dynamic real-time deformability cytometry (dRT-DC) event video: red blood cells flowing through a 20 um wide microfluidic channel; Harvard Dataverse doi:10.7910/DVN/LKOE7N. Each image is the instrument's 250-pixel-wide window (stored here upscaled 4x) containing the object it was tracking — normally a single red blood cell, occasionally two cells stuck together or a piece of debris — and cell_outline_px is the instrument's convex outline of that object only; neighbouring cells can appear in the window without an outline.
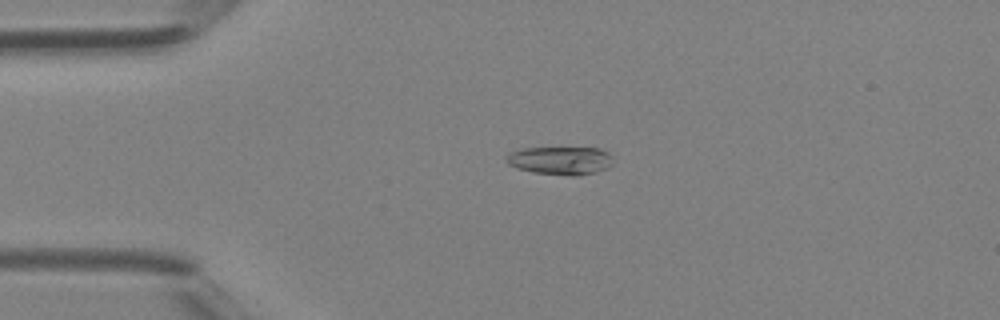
{"species": "Egyptian fruit bat (a non-hibernating species)", "species_latin": "Rousettus aegyptiacus", "temperature_condition": "room temperature", "stored_images_in_passage": 43, "camera_frame_rate_fps": 3000, "um_per_image_px": 0.085, "animal": {"sex": "female"}, "frame": {"image": 1, "passage_image": 10, "time_ms": 3.0, "image_size_px": [1000, 320], "cell_outline_px": [[612, 164], [608, 168], [596, 172], [580, 176], [572, 176], [532, 172], [516, 168], [508, 164], [508, 152], [520, 148], [600, 148], [608, 152], [612, 156]], "centroid_in_image_um": [47.66, 13.65], "position_along_channel_um": 37.3, "area_um2": 17.69}}
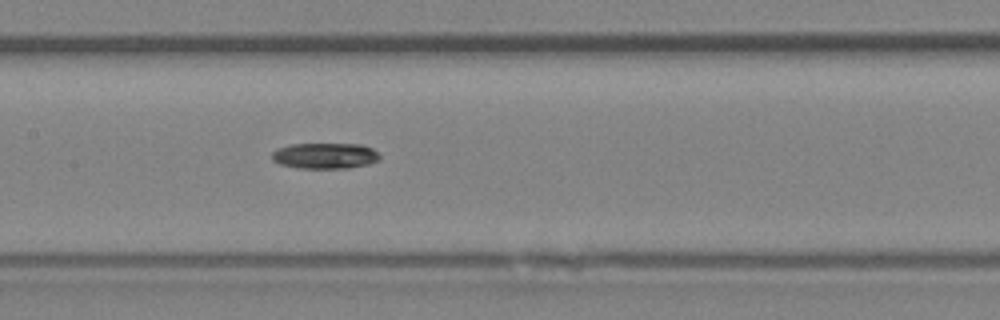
{"frame": {"image": 2, "passage_image": 21, "time_ms": 6.667, "image_size_px": [1000, 320], "cell_outline_px": [[380, 160], [368, 164], [348, 168], [296, 168], [280, 164], [272, 160], [272, 152], [276, 148], [292, 144], [360, 144], [372, 148], [380, 156]], "centroid_in_image_um": [27.61, 13.24], "position_along_channel_um": 179.8, "area_um2": 16.3}}
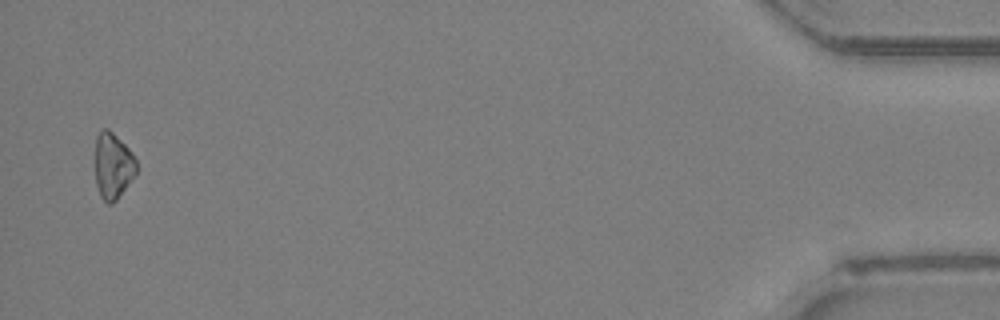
{"frame": {"image": 3, "passage_image": 42, "time_ms": 13.667, "image_size_px": [1000, 320], "cell_outline_px": [[136, 172], [116, 200], [112, 204], [108, 204], [100, 196], [96, 184], [96, 136], [100, 128], [108, 128], [132, 152], [136, 160]], "centroid_in_image_um": [9.58, 14.07], "position_along_channel_um": 425.6, "area_um2": 15.66}}